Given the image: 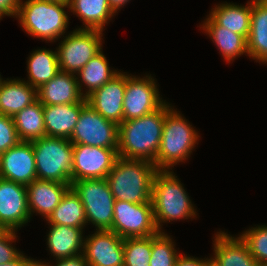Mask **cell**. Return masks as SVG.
Masks as SVG:
<instances>
[{"instance_id": "6da1fadb", "label": "cell", "mask_w": 267, "mask_h": 266, "mask_svg": "<svg viewBox=\"0 0 267 266\" xmlns=\"http://www.w3.org/2000/svg\"><path fill=\"white\" fill-rule=\"evenodd\" d=\"M165 120V103L156 111L119 125L118 157L153 162L158 154Z\"/></svg>"}, {"instance_id": "7a4b0ae2", "label": "cell", "mask_w": 267, "mask_h": 266, "mask_svg": "<svg viewBox=\"0 0 267 266\" xmlns=\"http://www.w3.org/2000/svg\"><path fill=\"white\" fill-rule=\"evenodd\" d=\"M156 171L153 162L118 157L106 179L115 200L147 203Z\"/></svg>"}, {"instance_id": "3957f363", "label": "cell", "mask_w": 267, "mask_h": 266, "mask_svg": "<svg viewBox=\"0 0 267 266\" xmlns=\"http://www.w3.org/2000/svg\"><path fill=\"white\" fill-rule=\"evenodd\" d=\"M171 170H157L153 178L151 203L155 223L163 232L162 223L196 217L197 213L183 184Z\"/></svg>"}, {"instance_id": "277c9868", "label": "cell", "mask_w": 267, "mask_h": 266, "mask_svg": "<svg viewBox=\"0 0 267 266\" xmlns=\"http://www.w3.org/2000/svg\"><path fill=\"white\" fill-rule=\"evenodd\" d=\"M69 2L21 0L15 17L30 36L55 42L66 33L69 26Z\"/></svg>"}, {"instance_id": "5b68a950", "label": "cell", "mask_w": 267, "mask_h": 266, "mask_svg": "<svg viewBox=\"0 0 267 266\" xmlns=\"http://www.w3.org/2000/svg\"><path fill=\"white\" fill-rule=\"evenodd\" d=\"M193 127L180 111L165 102L162 139L154 161L157 170H172V167L189 158L200 137Z\"/></svg>"}, {"instance_id": "8992f818", "label": "cell", "mask_w": 267, "mask_h": 266, "mask_svg": "<svg viewBox=\"0 0 267 266\" xmlns=\"http://www.w3.org/2000/svg\"><path fill=\"white\" fill-rule=\"evenodd\" d=\"M38 180L71 185L73 144L69 139L44 136L31 141Z\"/></svg>"}, {"instance_id": "52a82bcc", "label": "cell", "mask_w": 267, "mask_h": 266, "mask_svg": "<svg viewBox=\"0 0 267 266\" xmlns=\"http://www.w3.org/2000/svg\"><path fill=\"white\" fill-rule=\"evenodd\" d=\"M71 188L79 196L88 223L96 230H111L115 198L106 178L73 181Z\"/></svg>"}, {"instance_id": "ba28073f", "label": "cell", "mask_w": 267, "mask_h": 266, "mask_svg": "<svg viewBox=\"0 0 267 266\" xmlns=\"http://www.w3.org/2000/svg\"><path fill=\"white\" fill-rule=\"evenodd\" d=\"M63 37L56 48L61 72L76 75L102 50L103 31L80 27Z\"/></svg>"}, {"instance_id": "9c48e42d", "label": "cell", "mask_w": 267, "mask_h": 266, "mask_svg": "<svg viewBox=\"0 0 267 266\" xmlns=\"http://www.w3.org/2000/svg\"><path fill=\"white\" fill-rule=\"evenodd\" d=\"M111 231L121 238L149 237L159 233L152 203L115 200Z\"/></svg>"}, {"instance_id": "30bf717a", "label": "cell", "mask_w": 267, "mask_h": 266, "mask_svg": "<svg viewBox=\"0 0 267 266\" xmlns=\"http://www.w3.org/2000/svg\"><path fill=\"white\" fill-rule=\"evenodd\" d=\"M119 125L107 120L86 104L69 139L72 144L118 148Z\"/></svg>"}, {"instance_id": "8fae6325", "label": "cell", "mask_w": 267, "mask_h": 266, "mask_svg": "<svg viewBox=\"0 0 267 266\" xmlns=\"http://www.w3.org/2000/svg\"><path fill=\"white\" fill-rule=\"evenodd\" d=\"M126 73V89L123 101V121L139 118L158 110L166 100L160 97L154 78H143Z\"/></svg>"}, {"instance_id": "7c38bea8", "label": "cell", "mask_w": 267, "mask_h": 266, "mask_svg": "<svg viewBox=\"0 0 267 266\" xmlns=\"http://www.w3.org/2000/svg\"><path fill=\"white\" fill-rule=\"evenodd\" d=\"M118 158V148L73 144L72 182L106 178Z\"/></svg>"}, {"instance_id": "4fadbf2b", "label": "cell", "mask_w": 267, "mask_h": 266, "mask_svg": "<svg viewBox=\"0 0 267 266\" xmlns=\"http://www.w3.org/2000/svg\"><path fill=\"white\" fill-rule=\"evenodd\" d=\"M30 219L26 185L0 177V224L18 231Z\"/></svg>"}, {"instance_id": "5bb4252c", "label": "cell", "mask_w": 267, "mask_h": 266, "mask_svg": "<svg viewBox=\"0 0 267 266\" xmlns=\"http://www.w3.org/2000/svg\"><path fill=\"white\" fill-rule=\"evenodd\" d=\"M124 238L111 230H96L84 240L88 266H124Z\"/></svg>"}, {"instance_id": "9a60e30c", "label": "cell", "mask_w": 267, "mask_h": 266, "mask_svg": "<svg viewBox=\"0 0 267 266\" xmlns=\"http://www.w3.org/2000/svg\"><path fill=\"white\" fill-rule=\"evenodd\" d=\"M0 177L23 185L37 179L32 142L20 141L0 155Z\"/></svg>"}, {"instance_id": "2e32d148", "label": "cell", "mask_w": 267, "mask_h": 266, "mask_svg": "<svg viewBox=\"0 0 267 266\" xmlns=\"http://www.w3.org/2000/svg\"><path fill=\"white\" fill-rule=\"evenodd\" d=\"M126 72H119L110 81L86 97L96 112L109 121L120 125L123 122V101L126 89Z\"/></svg>"}, {"instance_id": "e0dca14e", "label": "cell", "mask_w": 267, "mask_h": 266, "mask_svg": "<svg viewBox=\"0 0 267 266\" xmlns=\"http://www.w3.org/2000/svg\"><path fill=\"white\" fill-rule=\"evenodd\" d=\"M70 188L56 181L33 180L26 185L30 216L36 212L47 220Z\"/></svg>"}, {"instance_id": "ac0fdd59", "label": "cell", "mask_w": 267, "mask_h": 266, "mask_svg": "<svg viewBox=\"0 0 267 266\" xmlns=\"http://www.w3.org/2000/svg\"><path fill=\"white\" fill-rule=\"evenodd\" d=\"M37 97L43 105L87 103L80 92L76 75L61 71L37 89Z\"/></svg>"}, {"instance_id": "d6986e66", "label": "cell", "mask_w": 267, "mask_h": 266, "mask_svg": "<svg viewBox=\"0 0 267 266\" xmlns=\"http://www.w3.org/2000/svg\"><path fill=\"white\" fill-rule=\"evenodd\" d=\"M214 257L211 262L216 266H256L257 261L250 254L248 245L240 236L232 237L219 231L213 241Z\"/></svg>"}, {"instance_id": "ffe728a7", "label": "cell", "mask_w": 267, "mask_h": 266, "mask_svg": "<svg viewBox=\"0 0 267 266\" xmlns=\"http://www.w3.org/2000/svg\"><path fill=\"white\" fill-rule=\"evenodd\" d=\"M86 104L43 105L46 136L70 139Z\"/></svg>"}, {"instance_id": "44dd1931", "label": "cell", "mask_w": 267, "mask_h": 266, "mask_svg": "<svg viewBox=\"0 0 267 266\" xmlns=\"http://www.w3.org/2000/svg\"><path fill=\"white\" fill-rule=\"evenodd\" d=\"M50 225L47 235V245L50 254L57 259L71 258L83 254V229L58 224Z\"/></svg>"}, {"instance_id": "7402d4cb", "label": "cell", "mask_w": 267, "mask_h": 266, "mask_svg": "<svg viewBox=\"0 0 267 266\" xmlns=\"http://www.w3.org/2000/svg\"><path fill=\"white\" fill-rule=\"evenodd\" d=\"M37 99V89L26 80L2 79L0 83V114L14 117Z\"/></svg>"}, {"instance_id": "603a6c76", "label": "cell", "mask_w": 267, "mask_h": 266, "mask_svg": "<svg viewBox=\"0 0 267 266\" xmlns=\"http://www.w3.org/2000/svg\"><path fill=\"white\" fill-rule=\"evenodd\" d=\"M248 56L267 65V0H252Z\"/></svg>"}, {"instance_id": "cb8c5ba5", "label": "cell", "mask_w": 267, "mask_h": 266, "mask_svg": "<svg viewBox=\"0 0 267 266\" xmlns=\"http://www.w3.org/2000/svg\"><path fill=\"white\" fill-rule=\"evenodd\" d=\"M252 0L247 5L221 3L211 9L209 17L219 26L242 35L246 40L250 32Z\"/></svg>"}, {"instance_id": "d4e9b609", "label": "cell", "mask_w": 267, "mask_h": 266, "mask_svg": "<svg viewBox=\"0 0 267 266\" xmlns=\"http://www.w3.org/2000/svg\"><path fill=\"white\" fill-rule=\"evenodd\" d=\"M200 28L205 31L206 35L208 34L211 37L227 62L230 63L243 54L248 56L247 40L242 35L217 25L209 16L205 18Z\"/></svg>"}, {"instance_id": "484cf974", "label": "cell", "mask_w": 267, "mask_h": 266, "mask_svg": "<svg viewBox=\"0 0 267 266\" xmlns=\"http://www.w3.org/2000/svg\"><path fill=\"white\" fill-rule=\"evenodd\" d=\"M69 9L83 21L82 29L104 31L105 25L116 14L108 0H68Z\"/></svg>"}, {"instance_id": "4316f807", "label": "cell", "mask_w": 267, "mask_h": 266, "mask_svg": "<svg viewBox=\"0 0 267 266\" xmlns=\"http://www.w3.org/2000/svg\"><path fill=\"white\" fill-rule=\"evenodd\" d=\"M106 58L101 50L76 74L80 92L85 98L119 73L117 70L110 69ZM83 85L86 86L85 93H83Z\"/></svg>"}, {"instance_id": "83f0119b", "label": "cell", "mask_w": 267, "mask_h": 266, "mask_svg": "<svg viewBox=\"0 0 267 266\" xmlns=\"http://www.w3.org/2000/svg\"><path fill=\"white\" fill-rule=\"evenodd\" d=\"M30 54L27 60V83L38 89L60 72L57 51L43 48Z\"/></svg>"}, {"instance_id": "f1b7e54d", "label": "cell", "mask_w": 267, "mask_h": 266, "mask_svg": "<svg viewBox=\"0 0 267 266\" xmlns=\"http://www.w3.org/2000/svg\"><path fill=\"white\" fill-rule=\"evenodd\" d=\"M20 141L31 142L46 136L43 104L37 99L13 117Z\"/></svg>"}, {"instance_id": "f546056e", "label": "cell", "mask_w": 267, "mask_h": 266, "mask_svg": "<svg viewBox=\"0 0 267 266\" xmlns=\"http://www.w3.org/2000/svg\"><path fill=\"white\" fill-rule=\"evenodd\" d=\"M49 224L84 228L87 225L84 206L79 196L70 188L46 220Z\"/></svg>"}, {"instance_id": "4dcf8cb0", "label": "cell", "mask_w": 267, "mask_h": 266, "mask_svg": "<svg viewBox=\"0 0 267 266\" xmlns=\"http://www.w3.org/2000/svg\"><path fill=\"white\" fill-rule=\"evenodd\" d=\"M124 266H150L152 236L124 238Z\"/></svg>"}, {"instance_id": "1f68e13d", "label": "cell", "mask_w": 267, "mask_h": 266, "mask_svg": "<svg viewBox=\"0 0 267 266\" xmlns=\"http://www.w3.org/2000/svg\"><path fill=\"white\" fill-rule=\"evenodd\" d=\"M170 237L165 232L152 236L150 266H175L181 254L175 249V244Z\"/></svg>"}, {"instance_id": "d6a6232c", "label": "cell", "mask_w": 267, "mask_h": 266, "mask_svg": "<svg viewBox=\"0 0 267 266\" xmlns=\"http://www.w3.org/2000/svg\"><path fill=\"white\" fill-rule=\"evenodd\" d=\"M248 245L250 254L257 263L267 262V226L258 225L251 227L239 235Z\"/></svg>"}, {"instance_id": "836d02e7", "label": "cell", "mask_w": 267, "mask_h": 266, "mask_svg": "<svg viewBox=\"0 0 267 266\" xmlns=\"http://www.w3.org/2000/svg\"><path fill=\"white\" fill-rule=\"evenodd\" d=\"M19 142L13 117L0 114V155Z\"/></svg>"}, {"instance_id": "e575fe53", "label": "cell", "mask_w": 267, "mask_h": 266, "mask_svg": "<svg viewBox=\"0 0 267 266\" xmlns=\"http://www.w3.org/2000/svg\"><path fill=\"white\" fill-rule=\"evenodd\" d=\"M17 232L13 230H6L0 236V264L8 263L10 261L16 260L22 252L15 249L12 243H14L18 236Z\"/></svg>"}, {"instance_id": "d590c367", "label": "cell", "mask_w": 267, "mask_h": 266, "mask_svg": "<svg viewBox=\"0 0 267 266\" xmlns=\"http://www.w3.org/2000/svg\"><path fill=\"white\" fill-rule=\"evenodd\" d=\"M35 263L40 265V266H52V264L45 263L44 261H37L35 259ZM50 264V265H49ZM55 266H88V263L84 257L83 254L71 257V258H62V259H57Z\"/></svg>"}, {"instance_id": "8d00e7d4", "label": "cell", "mask_w": 267, "mask_h": 266, "mask_svg": "<svg viewBox=\"0 0 267 266\" xmlns=\"http://www.w3.org/2000/svg\"><path fill=\"white\" fill-rule=\"evenodd\" d=\"M20 2L21 0H0V17H15Z\"/></svg>"}, {"instance_id": "74e56055", "label": "cell", "mask_w": 267, "mask_h": 266, "mask_svg": "<svg viewBox=\"0 0 267 266\" xmlns=\"http://www.w3.org/2000/svg\"><path fill=\"white\" fill-rule=\"evenodd\" d=\"M211 262V258L199 259L195 257H189L181 254L177 259L175 266H207Z\"/></svg>"}, {"instance_id": "f35d334b", "label": "cell", "mask_w": 267, "mask_h": 266, "mask_svg": "<svg viewBox=\"0 0 267 266\" xmlns=\"http://www.w3.org/2000/svg\"><path fill=\"white\" fill-rule=\"evenodd\" d=\"M35 263V260L32 258H28L23 253L13 261H10L8 263L0 264V266H32Z\"/></svg>"}, {"instance_id": "ab89813d", "label": "cell", "mask_w": 267, "mask_h": 266, "mask_svg": "<svg viewBox=\"0 0 267 266\" xmlns=\"http://www.w3.org/2000/svg\"><path fill=\"white\" fill-rule=\"evenodd\" d=\"M130 0H108L109 5L111 8L117 13L120 8H122L127 2Z\"/></svg>"}, {"instance_id": "60d3db41", "label": "cell", "mask_w": 267, "mask_h": 266, "mask_svg": "<svg viewBox=\"0 0 267 266\" xmlns=\"http://www.w3.org/2000/svg\"><path fill=\"white\" fill-rule=\"evenodd\" d=\"M42 1H50V2H68V0H42Z\"/></svg>"}, {"instance_id": "b9f144b4", "label": "cell", "mask_w": 267, "mask_h": 266, "mask_svg": "<svg viewBox=\"0 0 267 266\" xmlns=\"http://www.w3.org/2000/svg\"><path fill=\"white\" fill-rule=\"evenodd\" d=\"M6 231V229L0 224V236Z\"/></svg>"}, {"instance_id": "7bdbcfd3", "label": "cell", "mask_w": 267, "mask_h": 266, "mask_svg": "<svg viewBox=\"0 0 267 266\" xmlns=\"http://www.w3.org/2000/svg\"><path fill=\"white\" fill-rule=\"evenodd\" d=\"M256 266H267V262H259Z\"/></svg>"}, {"instance_id": "ee69618b", "label": "cell", "mask_w": 267, "mask_h": 266, "mask_svg": "<svg viewBox=\"0 0 267 266\" xmlns=\"http://www.w3.org/2000/svg\"><path fill=\"white\" fill-rule=\"evenodd\" d=\"M207 266H216L214 263L210 262Z\"/></svg>"}]
</instances>
